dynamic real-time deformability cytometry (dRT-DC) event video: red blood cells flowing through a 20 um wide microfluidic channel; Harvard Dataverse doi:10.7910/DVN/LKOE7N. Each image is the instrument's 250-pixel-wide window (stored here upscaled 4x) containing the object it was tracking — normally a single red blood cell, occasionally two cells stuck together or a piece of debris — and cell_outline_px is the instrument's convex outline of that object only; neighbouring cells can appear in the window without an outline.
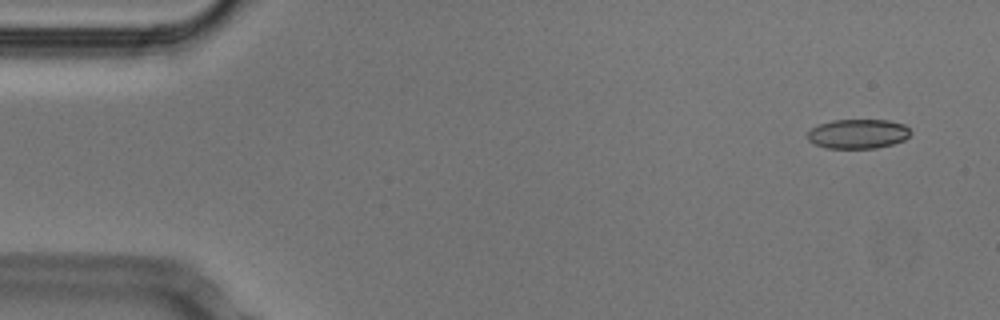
{"species": "Egyptian fruit bat (a non-hibernating species)", "species_latin": "Rousettus aegyptiacus", "temperature_condition": "cold", "stored_images_in_passage": 52, "camera_frame_rate_fps": 3000, "um_per_image_px": 0.085, "animal": {"sex": "male"}, "frame": {"image": 1, "passage_image": 3, "time_ms": 0.667, "image_size_px": [1000, 320], "cell_outline_px": [[912, 132], [904, 140], [892, 144], [876, 148], [824, 148], [808, 140], [808, 132], [812, 128], [820, 124], [832, 120], [888, 120], [904, 124]], "centroid_in_image_um": [72.94, 11.37], "position_along_channel_um": 12.1, "area_um2": 17.63}}
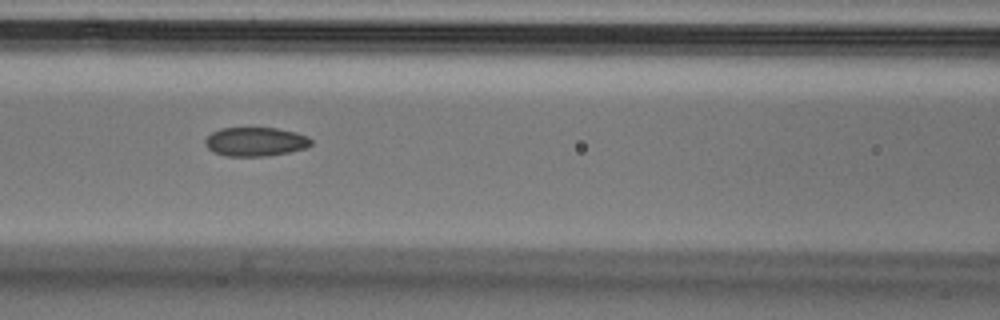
{"frame": {"image": 2, "passage_image": 22, "time_ms": 7.0, "image_size_px": [1000, 320], "cell_outline_px": [[312, 144], [308, 148], [268, 156], [224, 156], [212, 152], [204, 144], [204, 140], [212, 132], [220, 128], [276, 128], [296, 132], [308, 136], [312, 140]], "centroid_in_image_um": [21.72, 12.05], "position_along_channel_um": 144.9, "area_um2": 18.09}}
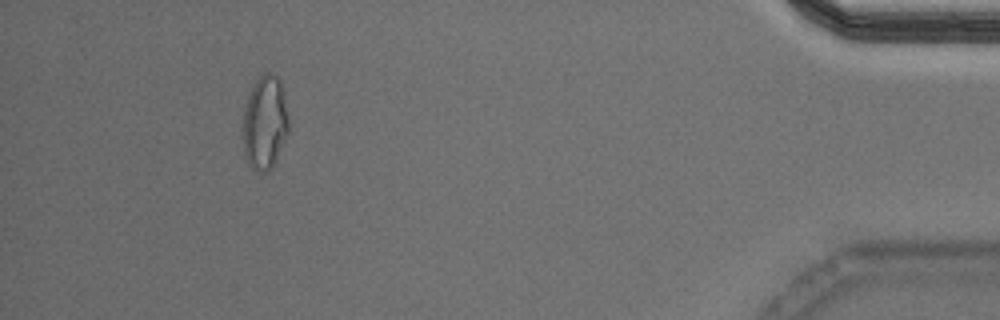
{"frame": {"image": 3, "passage_image": 48, "time_ms": 15.667, "image_size_px": [1000, 320], "cell_outline_px": [[288, 132], [276, 160], [272, 168], [268, 172], [256, 172], [248, 164], [244, 156], [244, 108], [248, 96], [256, 80], [264, 72], [276, 72], [280, 80], [284, 92], [288, 116]], "centroid_in_image_um": [22.53, 10.41], "position_along_channel_um": 412.7, "area_um2": 25.2}, "authors_computed_cell_mechanics": {"area_um2": 18.6694, "velocity_mm_per_s": 3.8145, "shape_relaxation_time_tau1_ms": null, "shape_relaxation_time_tau2_ms": 2.3825, "deformation_change_tau1": null, "deformation_change_tau2": 0.0697}}